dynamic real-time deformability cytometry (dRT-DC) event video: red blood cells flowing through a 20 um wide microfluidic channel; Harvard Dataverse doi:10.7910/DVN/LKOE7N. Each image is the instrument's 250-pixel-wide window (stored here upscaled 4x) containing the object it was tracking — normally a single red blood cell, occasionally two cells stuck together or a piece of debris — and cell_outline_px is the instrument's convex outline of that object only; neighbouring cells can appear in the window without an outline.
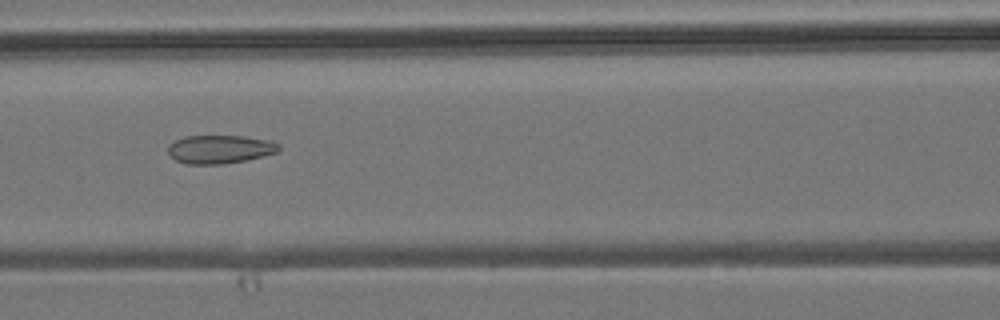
{"species": "common noctule bat (a hibernating species)", "species_latin": "Nyctalus noctula", "temperature_condition": "room temperature", "stored_images_in_passage": 8, "camera_frame_rate_fps": 3000, "um_per_image_px": 0.085, "animal": {"sex": "male", "body_mass_g": 19.2, "forearm_length_mm": 51.8}, "frame": {"image": 1, "passage_image": 6, "time_ms": 6.667, "image_size_px": [1000, 320], "cell_outline_px": [[280, 152], [264, 156], [224, 164], [184, 164], [176, 160], [168, 152], [168, 144], [184, 136], [244, 136], [272, 140], [280, 144]], "centroid_in_image_um": [18.73, 12.68], "position_along_channel_um": 147.9, "area_um2": 18.55}}
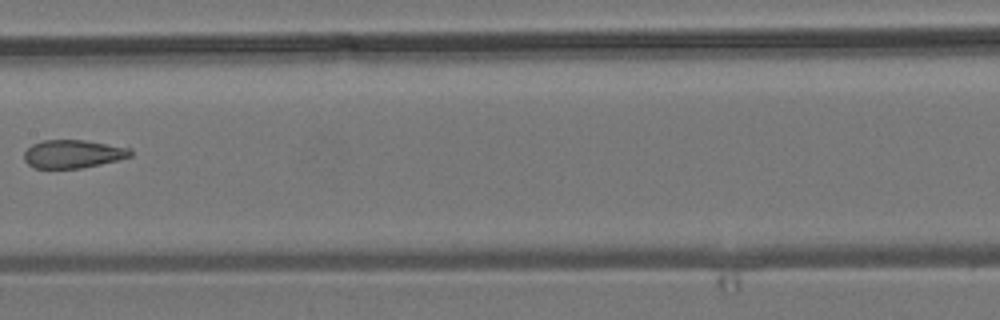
{"frame": {"image": 2, "passage_image": 7, "time_ms": 8.0, "image_size_px": [1000, 320], "cell_outline_px": [[132, 156], [100, 164], [80, 168], [36, 168], [28, 164], [24, 160], [24, 152], [32, 144], [44, 140], [84, 140], [132, 148]], "centroid_in_image_um": [6.2, 13.08], "position_along_channel_um": 201.2, "area_um2": 17.4}}
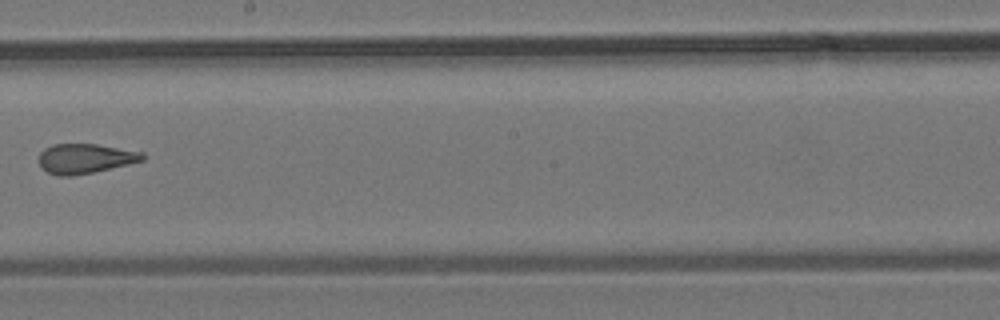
{"frame": {"image": 3, "passage_image": 8, "time_ms": 9.0, "image_size_px": [1000, 320], "cell_outline_px": [[144, 160], [128, 164], [92, 172], [72, 176], [60, 176], [48, 172], [40, 164], [40, 152], [44, 148], [52, 144], [96, 144], [144, 152]], "centroid_in_image_um": [7.24, 13.46], "position_along_channel_um": 241.0, "area_um2": 17.74}}